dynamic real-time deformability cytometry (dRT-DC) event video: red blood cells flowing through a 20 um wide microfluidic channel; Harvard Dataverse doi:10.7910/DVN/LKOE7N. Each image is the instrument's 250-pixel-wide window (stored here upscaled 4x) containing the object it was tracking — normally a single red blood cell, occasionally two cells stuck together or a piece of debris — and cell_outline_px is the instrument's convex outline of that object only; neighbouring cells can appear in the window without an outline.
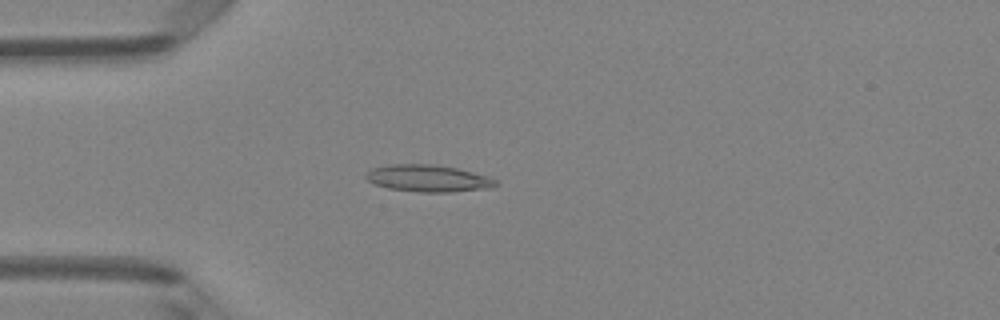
{"species": "Egyptian fruit bat (a non-hibernating species)", "species_latin": "Rousettus aegyptiacus", "temperature_condition": "room temperature", "stored_images_in_passage": 4, "camera_frame_rate_fps": 3000, "um_per_image_px": 0.085, "animal": {"sex": "female"}, "frame": {"image": 1, "passage_image": 4, "time_ms": 1.0, "image_size_px": [1000, 320], "cell_outline_px": [[500, 184], [496, 188], [452, 192], [420, 192], [388, 188], [376, 184], [368, 180], [364, 176], [372, 168], [388, 164], [432, 164], [456, 168], [488, 176], [496, 180]], "centroid_in_image_um": [36.45, 15.16], "position_along_channel_um": 48.5, "area_um2": 20.52}}